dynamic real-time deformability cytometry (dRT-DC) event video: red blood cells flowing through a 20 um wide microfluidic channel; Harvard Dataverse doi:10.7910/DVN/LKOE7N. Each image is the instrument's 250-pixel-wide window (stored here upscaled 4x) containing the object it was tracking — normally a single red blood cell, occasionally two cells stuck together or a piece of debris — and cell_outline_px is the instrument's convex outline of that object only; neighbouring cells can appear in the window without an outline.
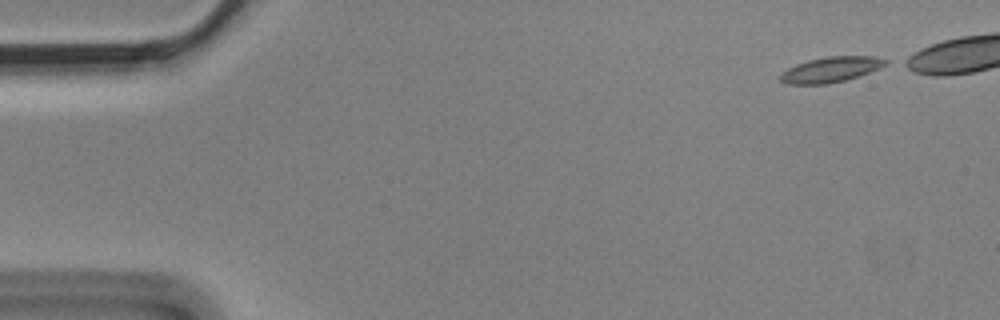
{"species": "Egyptian fruit bat (a non-hibernating species)", "species_latin": "Rousettus aegyptiacus", "temperature_condition": "cold", "stored_images_in_passage": 6, "camera_frame_rate_fps": 3000, "um_per_image_px": 0.085, "animal": {"sex": "male"}, "frame": {"image": 1, "passage_image": 1, "time_ms": 0.0, "image_size_px": [1000, 320], "cell_outline_px": [[888, 64], [880, 68], [844, 80], [828, 84], [788, 84], [780, 80], [780, 76], [788, 68], [796, 64], [808, 60], [828, 56], [872, 56], [888, 60]], "centroid_in_image_um": [70.63, 5.9], "position_along_channel_um": 14.4, "area_um2": 15.32}}
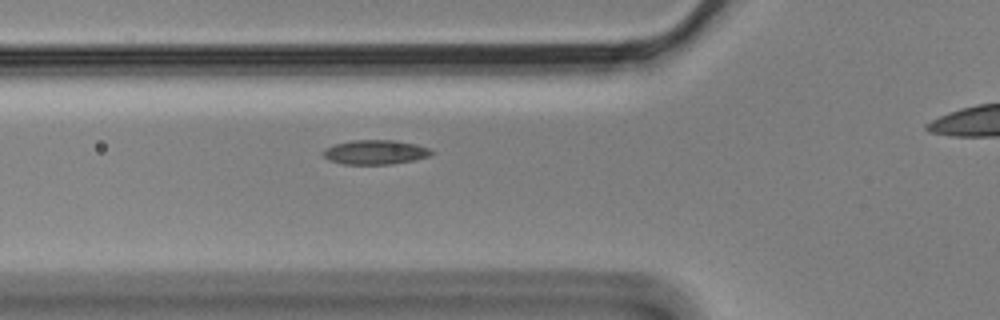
{"frame": {"image": 2, "passage_image": 5, "time_ms": 1.333, "image_size_px": [1000, 320], "cell_outline_px": [[436, 152], [428, 156], [416, 160], [392, 164], [344, 164], [328, 160], [320, 152], [324, 148], [336, 144], [352, 140], [396, 140], [416, 144], [428, 148]], "centroid_in_image_um": [31.89, 12.93], "position_along_channel_um": 93.9, "area_um2": 15.55}}